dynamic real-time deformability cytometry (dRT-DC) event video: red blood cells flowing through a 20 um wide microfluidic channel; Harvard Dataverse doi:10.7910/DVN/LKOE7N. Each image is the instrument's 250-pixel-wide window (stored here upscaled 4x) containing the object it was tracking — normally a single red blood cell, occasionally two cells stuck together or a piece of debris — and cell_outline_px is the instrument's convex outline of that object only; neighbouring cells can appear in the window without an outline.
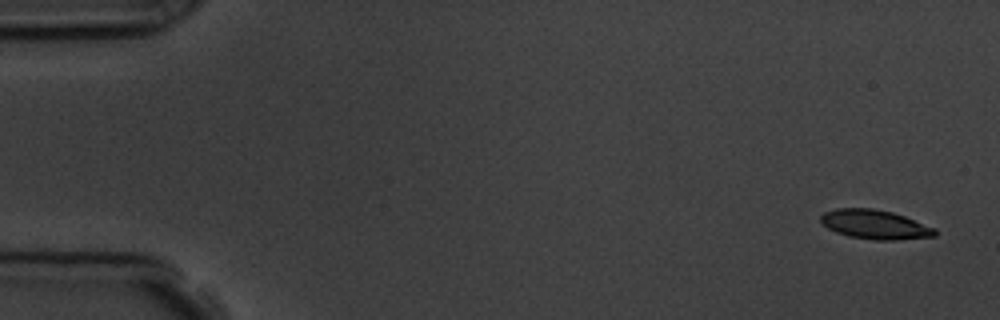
{"species": "common noctule bat (a hibernating species)", "species_latin": "Nyctalus noctula", "temperature_condition": "room temperature", "stored_images_in_passage": 5, "camera_frame_rate_fps": 3000, "um_per_image_px": 0.085, "animal": {"sex": "male", "body_mass_g": 19.5, "forearm_length_mm": 54.6}, "frame": {"image": 1, "passage_image": 1, "time_ms": 0.0, "image_size_px": [1000, 320], "cell_outline_px": [[936, 236], [892, 240], [876, 240], [848, 236], [836, 232], [820, 224], [820, 216], [824, 212], [836, 208], [872, 208], [892, 212], [904, 216], [936, 228]], "centroid_in_image_um": [74.34, 19.07], "position_along_channel_um": 10.7, "area_um2": 19.48}}
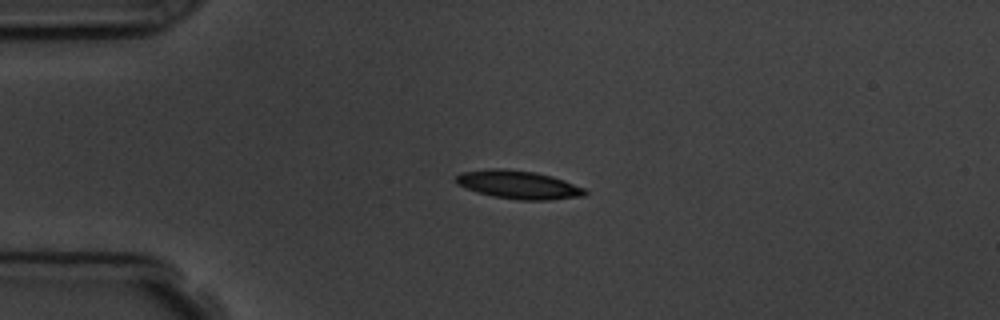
{"frame": {"image": 2, "passage_image": 4, "time_ms": 3.667, "image_size_px": [1000, 320], "cell_outline_px": [[588, 192], [584, 196], [548, 200], [520, 200], [492, 196], [476, 192], [456, 184], [456, 176], [464, 172], [488, 168], [504, 168], [536, 172], [552, 176], [564, 180], [584, 188]], "centroid_in_image_um": [44.07, 15.7], "position_along_channel_um": 40.9, "area_um2": 21.33}}